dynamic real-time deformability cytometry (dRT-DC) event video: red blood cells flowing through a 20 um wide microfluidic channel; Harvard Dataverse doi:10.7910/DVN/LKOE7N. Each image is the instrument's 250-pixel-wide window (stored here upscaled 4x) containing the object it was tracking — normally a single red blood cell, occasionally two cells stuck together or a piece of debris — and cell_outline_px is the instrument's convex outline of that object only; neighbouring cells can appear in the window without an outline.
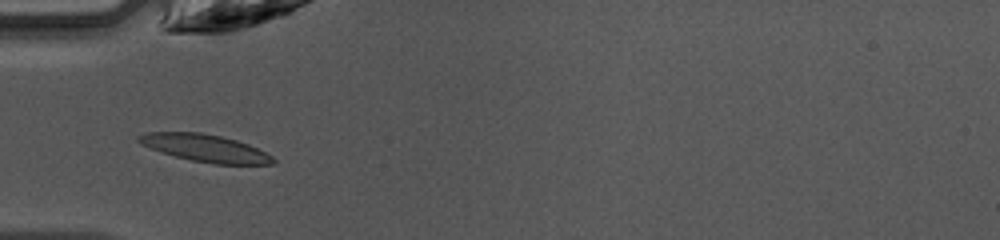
{"species": "common noctule bat (a hibernating species)", "species_latin": "Nyctalus noctula", "temperature_condition": "warm", "stored_images_in_passage": 33, "camera_frame_rate_fps": 3000, "um_per_image_px": 0.085, "animal": {"sex": "female", "body_mass_g": 10.0, "forearm_length_mm": 53.1}, "frame": {"image": 1, "passage_image": 1, "time_ms": 0.0, "image_size_px": [1000, 240], "cell_outline_px": [[276, 160], [272, 164], [212, 164], [192, 160], [176, 156], [140, 144], [136, 140], [136, 136], [148, 132], [200, 132], [220, 136], [236, 140], [248, 144], [272, 156]], "centroid_in_image_um": [17.43, 12.58], "position_along_channel_um": 67.6, "area_um2": 21.15}}
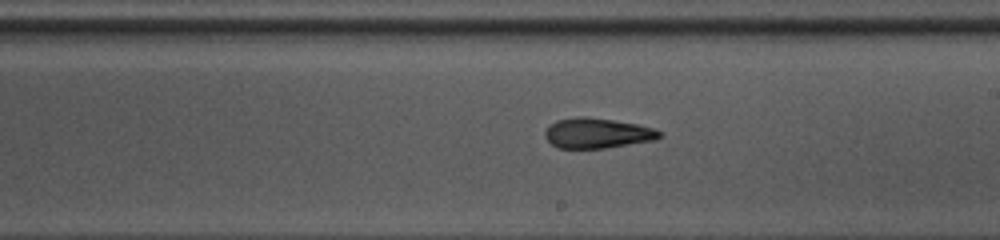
{"frame": {"image": 2, "passage_image": 13, "time_ms": 4.0, "image_size_px": [1000, 240], "cell_outline_px": [[664, 136], [656, 140], [604, 148], [556, 148], [544, 136], [544, 132], [556, 120], [576, 116], [588, 116], [636, 124], [652, 128], [660, 132]], "centroid_in_image_um": [50.76, 11.32], "position_along_channel_um": 238.2, "area_um2": 20.11}}
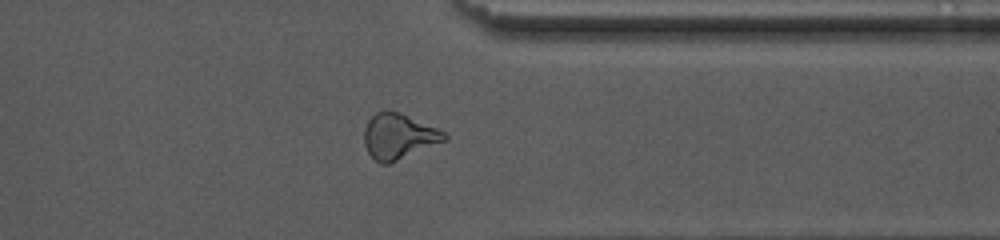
{"frame": {"image": 3, "passage_image": 23, "time_ms": 7.333, "image_size_px": [1000, 240], "cell_outline_px": [[448, 140], [388, 164], [380, 164], [368, 152], [364, 144], [364, 132], [368, 120], [376, 112], [388, 108], [400, 112], [436, 128], [444, 132], [448, 136]], "centroid_in_image_um": [33.88, 11.57], "position_along_channel_um": 377.5, "area_um2": 21.33}, "authors_computed_cell_mechanics": {"area_um2": 20.1144, "velocity_mm_per_s": 4.2492, "shape_relaxation_time_tau1_ms": 6.9468, "shape_relaxation_time_tau2_ms": 3.4031, "deformation_change_tau1": 0.2412, "deformation_change_tau2": 0.1041}}